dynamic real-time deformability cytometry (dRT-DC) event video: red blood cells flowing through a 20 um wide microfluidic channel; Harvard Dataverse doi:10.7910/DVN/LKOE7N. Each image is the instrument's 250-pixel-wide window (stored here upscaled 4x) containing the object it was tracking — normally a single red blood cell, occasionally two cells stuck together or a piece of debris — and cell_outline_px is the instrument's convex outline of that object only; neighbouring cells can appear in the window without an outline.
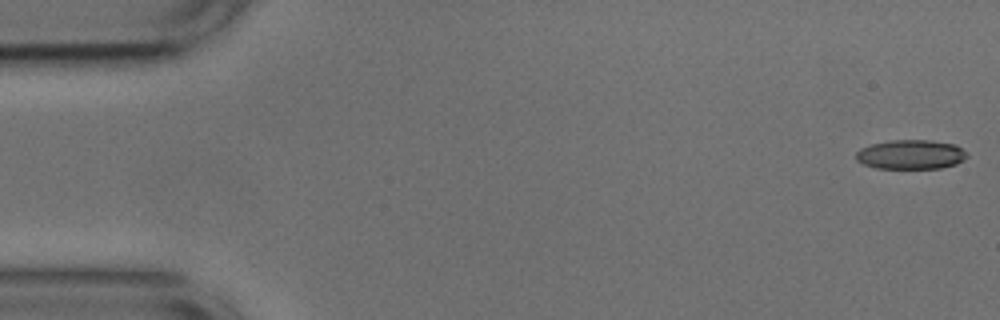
{"species": "common noctule bat (a hibernating species)", "species_latin": "Nyctalus noctula", "temperature_condition": "cold", "stored_images_in_passage": 53, "camera_frame_rate_fps": 3000, "um_per_image_px": 0.085, "animal": {"sex": "male", "body_mass_g": 17.9, "forearm_length_mm": 54.2}, "frame": {"image": 1, "passage_image": 1, "time_ms": 0.0, "image_size_px": [1000, 320], "cell_outline_px": [[968, 156], [964, 160], [956, 164], [940, 168], [876, 168], [864, 164], [856, 160], [856, 152], [860, 148], [872, 144], [892, 140], [928, 140], [956, 144], [968, 152]], "centroid_in_image_um": [77.45, 13.13], "position_along_channel_um": 7.5, "area_um2": 19.07}}
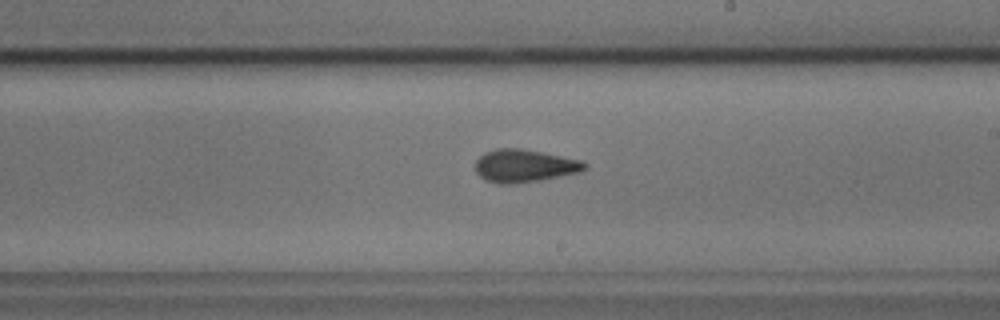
{"frame": {"image": 2, "passage_image": 30, "time_ms": 9.667, "image_size_px": [1000, 320], "cell_outline_px": [[588, 168], [580, 172], [540, 180], [512, 184], [500, 184], [488, 180], [480, 176], [476, 172], [476, 160], [484, 152], [496, 148], [520, 148], [580, 160], [588, 164]], "centroid_in_image_um": [44.57, 14.09], "position_along_channel_um": 244.4, "area_um2": 20.75}}
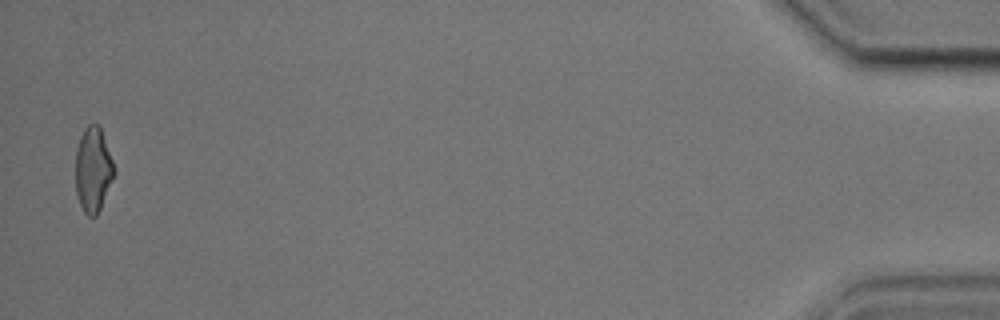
{"frame": {"image": 3, "passage_image": 52, "time_ms": 17.0, "image_size_px": [1000, 320], "cell_outline_px": [[116, 172], [100, 208], [96, 216], [88, 216], [84, 212], [80, 204], [76, 192], [76, 152], [80, 136], [84, 128], [88, 124], [100, 124]], "centroid_in_image_um": [7.92, 14.39], "position_along_channel_um": 427.3, "area_um2": 19.02}, "authors_computed_cell_mechanics": {"area_um2": 19.9988, "velocity_mm_per_s": 3.7415, "shape_relaxation_time_tau1_ms": 3.6804, "shape_relaxation_time_tau2_ms": 2.4716, "deformation_change_tau1": 0.1092, "deformation_change_tau2": 0.0928}}